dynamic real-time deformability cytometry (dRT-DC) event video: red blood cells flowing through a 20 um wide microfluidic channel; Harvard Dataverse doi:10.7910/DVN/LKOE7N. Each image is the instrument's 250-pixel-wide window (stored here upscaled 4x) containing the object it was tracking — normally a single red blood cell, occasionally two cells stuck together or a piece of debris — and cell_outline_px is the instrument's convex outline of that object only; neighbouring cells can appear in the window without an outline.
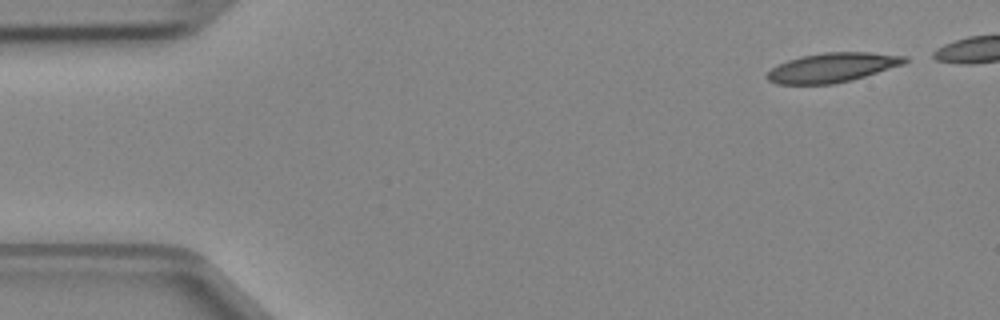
{"species": "Egyptian fruit bat (a non-hibernating species)", "species_latin": "Rousettus aegyptiacus", "temperature_condition": "cold", "stored_images_in_passage": 4, "camera_frame_rate_fps": 3000, "um_per_image_px": 0.085, "animal": {"sex": "female"}, "frame": {"image": 1, "passage_image": 1, "time_ms": 0.0, "image_size_px": [1000, 320], "cell_outline_px": [[908, 60], [904, 64], [852, 80], [832, 84], [776, 84], [768, 80], [768, 72], [776, 64], [800, 56], [824, 52], [868, 52], [908, 56]], "centroid_in_image_um": [70.75, 5.73], "position_along_channel_um": 14.2, "area_um2": 23.58}}